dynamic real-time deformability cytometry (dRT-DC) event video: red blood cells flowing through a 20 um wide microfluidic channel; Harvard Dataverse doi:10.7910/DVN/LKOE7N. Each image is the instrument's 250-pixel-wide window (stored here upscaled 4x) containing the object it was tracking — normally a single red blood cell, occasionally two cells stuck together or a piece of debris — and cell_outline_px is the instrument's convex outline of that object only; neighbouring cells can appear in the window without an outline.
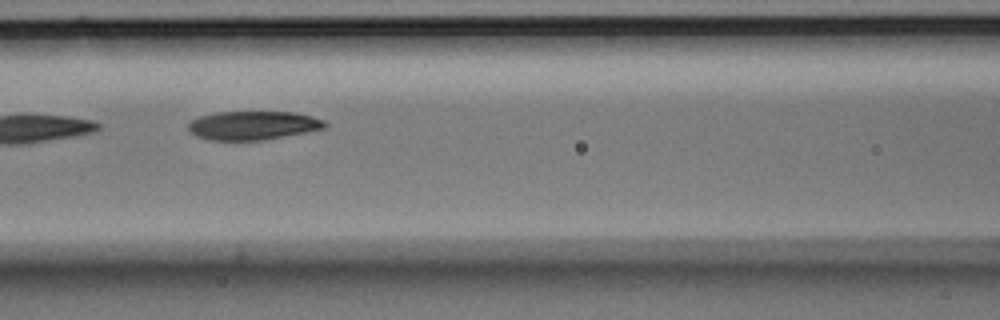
{"species": "Egyptian fruit bat (a non-hibernating species)", "species_latin": "Rousettus aegyptiacus", "temperature_condition": "room temperature", "stored_images_in_passage": 9, "camera_frame_rate_fps": 3000, "um_per_image_px": 0.085, "animal": {"sex": "male"}, "frame": {"image": 1, "passage_image": 6, "time_ms": 1.667, "image_size_px": [1000, 320], "cell_outline_px": [[328, 124], [324, 128], [264, 140], [212, 140], [196, 136], [188, 128], [188, 124], [192, 120], [200, 116], [216, 112], [296, 112], [312, 116], [324, 120]], "centroid_in_image_um": [21.51, 10.65], "position_along_channel_um": 145.1, "area_um2": 22.72}}
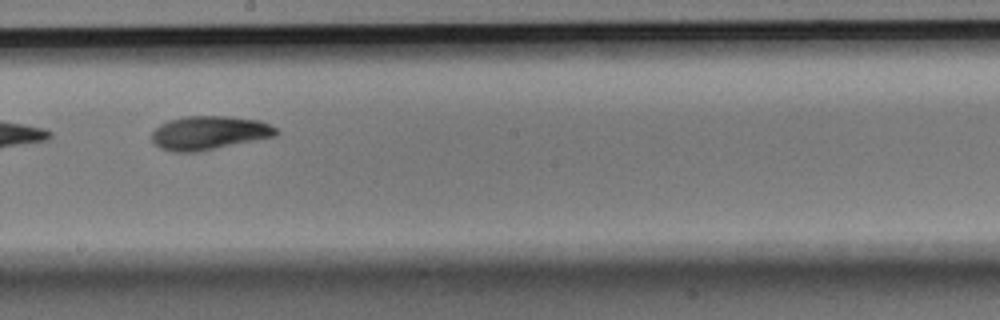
{"frame": {"image": 2, "passage_image": 8, "time_ms": 2.333, "image_size_px": [1000, 320], "cell_outline_px": [[280, 132], [276, 136], [200, 152], [172, 152], [160, 148], [152, 140], [152, 132], [160, 124], [168, 120], [184, 116], [228, 116], [260, 120], [276, 128]], "centroid_in_image_um": [17.78, 11.3], "position_along_channel_um": 230.4, "area_um2": 24.68}}
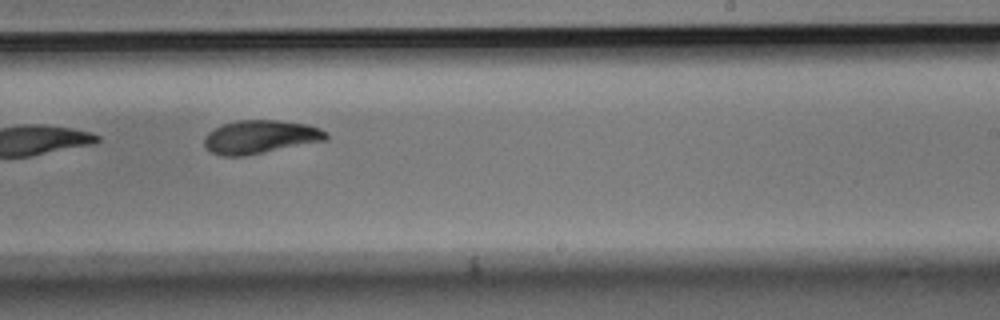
{"frame": {"image": 3, "passage_image": 9, "time_ms": 2.667, "image_size_px": [1000, 320], "cell_outline_px": [[328, 136], [324, 140], [244, 156], [224, 156], [212, 152], [204, 144], [204, 136], [208, 132], [224, 124], [236, 120], [280, 120], [308, 124], [320, 128], [328, 132]], "centroid_in_image_um": [22.12, 11.62], "position_along_channel_um": 266.9, "area_um2": 23.47}}